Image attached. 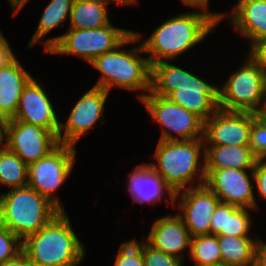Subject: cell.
<instances>
[{
  "label": "cell",
  "instance_id": "6da1fadb",
  "mask_svg": "<svg viewBox=\"0 0 266 266\" xmlns=\"http://www.w3.org/2000/svg\"><path fill=\"white\" fill-rule=\"evenodd\" d=\"M172 16L157 26L141 44L150 64L174 61L198 45L224 18L225 12H210L202 8Z\"/></svg>",
  "mask_w": 266,
  "mask_h": 266
},
{
  "label": "cell",
  "instance_id": "7a4b0ae2",
  "mask_svg": "<svg viewBox=\"0 0 266 266\" xmlns=\"http://www.w3.org/2000/svg\"><path fill=\"white\" fill-rule=\"evenodd\" d=\"M172 62L161 61L151 65L150 91L167 97L205 122L219 109V86Z\"/></svg>",
  "mask_w": 266,
  "mask_h": 266
},
{
  "label": "cell",
  "instance_id": "3957f363",
  "mask_svg": "<svg viewBox=\"0 0 266 266\" xmlns=\"http://www.w3.org/2000/svg\"><path fill=\"white\" fill-rule=\"evenodd\" d=\"M141 32L133 31L119 46L108 51L90 63L100 72V78L93 85L109 93L113 88L139 91L137 98L142 100L151 89V64L147 56H142V44L125 49L142 39ZM141 54V55H140Z\"/></svg>",
  "mask_w": 266,
  "mask_h": 266
},
{
  "label": "cell",
  "instance_id": "277c9868",
  "mask_svg": "<svg viewBox=\"0 0 266 266\" xmlns=\"http://www.w3.org/2000/svg\"><path fill=\"white\" fill-rule=\"evenodd\" d=\"M22 251L33 266H77L86 254L66 211L26 237Z\"/></svg>",
  "mask_w": 266,
  "mask_h": 266
},
{
  "label": "cell",
  "instance_id": "5b68a950",
  "mask_svg": "<svg viewBox=\"0 0 266 266\" xmlns=\"http://www.w3.org/2000/svg\"><path fill=\"white\" fill-rule=\"evenodd\" d=\"M153 155L155 162L148 164L164 179L174 194L205 184L204 139L158 140Z\"/></svg>",
  "mask_w": 266,
  "mask_h": 266
},
{
  "label": "cell",
  "instance_id": "8992f818",
  "mask_svg": "<svg viewBox=\"0 0 266 266\" xmlns=\"http://www.w3.org/2000/svg\"><path fill=\"white\" fill-rule=\"evenodd\" d=\"M60 212L48 198L28 186L2 193L1 223L22 241Z\"/></svg>",
  "mask_w": 266,
  "mask_h": 266
},
{
  "label": "cell",
  "instance_id": "52a82bcc",
  "mask_svg": "<svg viewBox=\"0 0 266 266\" xmlns=\"http://www.w3.org/2000/svg\"><path fill=\"white\" fill-rule=\"evenodd\" d=\"M244 58V64L219 86V108L261 114L266 103V78L249 52Z\"/></svg>",
  "mask_w": 266,
  "mask_h": 266
},
{
  "label": "cell",
  "instance_id": "ba28073f",
  "mask_svg": "<svg viewBox=\"0 0 266 266\" xmlns=\"http://www.w3.org/2000/svg\"><path fill=\"white\" fill-rule=\"evenodd\" d=\"M133 30L118 28L109 23L96 29L68 28L59 36L44 38L45 53L77 56L89 64L98 56L119 46Z\"/></svg>",
  "mask_w": 266,
  "mask_h": 266
},
{
  "label": "cell",
  "instance_id": "9c48e42d",
  "mask_svg": "<svg viewBox=\"0 0 266 266\" xmlns=\"http://www.w3.org/2000/svg\"><path fill=\"white\" fill-rule=\"evenodd\" d=\"M161 129L159 140L181 141L204 139V121L195 113L151 91L140 100Z\"/></svg>",
  "mask_w": 266,
  "mask_h": 266
},
{
  "label": "cell",
  "instance_id": "30bf717a",
  "mask_svg": "<svg viewBox=\"0 0 266 266\" xmlns=\"http://www.w3.org/2000/svg\"><path fill=\"white\" fill-rule=\"evenodd\" d=\"M76 152V146L59 144L48 155L28 165L27 186L48 198L61 211L65 208L54 193L71 176Z\"/></svg>",
  "mask_w": 266,
  "mask_h": 266
},
{
  "label": "cell",
  "instance_id": "8fae6325",
  "mask_svg": "<svg viewBox=\"0 0 266 266\" xmlns=\"http://www.w3.org/2000/svg\"><path fill=\"white\" fill-rule=\"evenodd\" d=\"M109 94L108 91L95 86L87 90L76 101L66 122L63 124L60 121L59 143L75 146L81 136L94 128L98 121L100 126L104 125V106Z\"/></svg>",
  "mask_w": 266,
  "mask_h": 266
},
{
  "label": "cell",
  "instance_id": "7c38bea8",
  "mask_svg": "<svg viewBox=\"0 0 266 266\" xmlns=\"http://www.w3.org/2000/svg\"><path fill=\"white\" fill-rule=\"evenodd\" d=\"M205 173V185L221 203L255 209V211L259 209L254 192L253 170L223 168L205 170Z\"/></svg>",
  "mask_w": 266,
  "mask_h": 266
},
{
  "label": "cell",
  "instance_id": "4fadbf2b",
  "mask_svg": "<svg viewBox=\"0 0 266 266\" xmlns=\"http://www.w3.org/2000/svg\"><path fill=\"white\" fill-rule=\"evenodd\" d=\"M59 144L58 137L48 129L14 119L7 120L6 148L27 165L45 157Z\"/></svg>",
  "mask_w": 266,
  "mask_h": 266
},
{
  "label": "cell",
  "instance_id": "5bb4252c",
  "mask_svg": "<svg viewBox=\"0 0 266 266\" xmlns=\"http://www.w3.org/2000/svg\"><path fill=\"white\" fill-rule=\"evenodd\" d=\"M179 200V201H178ZM220 200L204 184L174 194V207L192 237L210 234L211 216Z\"/></svg>",
  "mask_w": 266,
  "mask_h": 266
},
{
  "label": "cell",
  "instance_id": "9a60e30c",
  "mask_svg": "<svg viewBox=\"0 0 266 266\" xmlns=\"http://www.w3.org/2000/svg\"><path fill=\"white\" fill-rule=\"evenodd\" d=\"M252 113L218 109L204 122L205 145H249Z\"/></svg>",
  "mask_w": 266,
  "mask_h": 266
},
{
  "label": "cell",
  "instance_id": "2e32d148",
  "mask_svg": "<svg viewBox=\"0 0 266 266\" xmlns=\"http://www.w3.org/2000/svg\"><path fill=\"white\" fill-rule=\"evenodd\" d=\"M55 111L46 89L33 77L24 87L12 119L48 129L58 137L60 120Z\"/></svg>",
  "mask_w": 266,
  "mask_h": 266
},
{
  "label": "cell",
  "instance_id": "e0dca14e",
  "mask_svg": "<svg viewBox=\"0 0 266 266\" xmlns=\"http://www.w3.org/2000/svg\"><path fill=\"white\" fill-rule=\"evenodd\" d=\"M191 238L182 218L169 213L154 220L145 241L156 250L184 261V251L190 253Z\"/></svg>",
  "mask_w": 266,
  "mask_h": 266
},
{
  "label": "cell",
  "instance_id": "ac0fdd59",
  "mask_svg": "<svg viewBox=\"0 0 266 266\" xmlns=\"http://www.w3.org/2000/svg\"><path fill=\"white\" fill-rule=\"evenodd\" d=\"M126 183L127 193L134 203L157 205L163 199L174 207V192L166 185L164 179L151 166L144 162L130 171ZM166 195V196H165ZM168 196V198H166Z\"/></svg>",
  "mask_w": 266,
  "mask_h": 266
},
{
  "label": "cell",
  "instance_id": "d6986e66",
  "mask_svg": "<svg viewBox=\"0 0 266 266\" xmlns=\"http://www.w3.org/2000/svg\"><path fill=\"white\" fill-rule=\"evenodd\" d=\"M228 17L237 32L249 40L250 48L266 39V0H238L220 23Z\"/></svg>",
  "mask_w": 266,
  "mask_h": 266
},
{
  "label": "cell",
  "instance_id": "ffe728a7",
  "mask_svg": "<svg viewBox=\"0 0 266 266\" xmlns=\"http://www.w3.org/2000/svg\"><path fill=\"white\" fill-rule=\"evenodd\" d=\"M32 78L18 58L0 68V117L15 116L22 91Z\"/></svg>",
  "mask_w": 266,
  "mask_h": 266
},
{
  "label": "cell",
  "instance_id": "44dd1931",
  "mask_svg": "<svg viewBox=\"0 0 266 266\" xmlns=\"http://www.w3.org/2000/svg\"><path fill=\"white\" fill-rule=\"evenodd\" d=\"M254 210L220 202L211 216L210 234L217 236L252 237L250 230L253 219L249 212Z\"/></svg>",
  "mask_w": 266,
  "mask_h": 266
},
{
  "label": "cell",
  "instance_id": "7402d4cb",
  "mask_svg": "<svg viewBox=\"0 0 266 266\" xmlns=\"http://www.w3.org/2000/svg\"><path fill=\"white\" fill-rule=\"evenodd\" d=\"M256 161L249 145H205V170H253Z\"/></svg>",
  "mask_w": 266,
  "mask_h": 266
},
{
  "label": "cell",
  "instance_id": "603a6c76",
  "mask_svg": "<svg viewBox=\"0 0 266 266\" xmlns=\"http://www.w3.org/2000/svg\"><path fill=\"white\" fill-rule=\"evenodd\" d=\"M260 240L258 236H218L222 263L227 266H254L255 249Z\"/></svg>",
  "mask_w": 266,
  "mask_h": 266
},
{
  "label": "cell",
  "instance_id": "cb8c5ba5",
  "mask_svg": "<svg viewBox=\"0 0 266 266\" xmlns=\"http://www.w3.org/2000/svg\"><path fill=\"white\" fill-rule=\"evenodd\" d=\"M108 4L99 0H75L69 18V28L96 29L108 25Z\"/></svg>",
  "mask_w": 266,
  "mask_h": 266
},
{
  "label": "cell",
  "instance_id": "d4e9b609",
  "mask_svg": "<svg viewBox=\"0 0 266 266\" xmlns=\"http://www.w3.org/2000/svg\"><path fill=\"white\" fill-rule=\"evenodd\" d=\"M75 0H51L43 10L35 33L29 40L28 48L35 47L38 42L44 45L46 37L57 26L63 25L70 18V13Z\"/></svg>",
  "mask_w": 266,
  "mask_h": 266
},
{
  "label": "cell",
  "instance_id": "484cf974",
  "mask_svg": "<svg viewBox=\"0 0 266 266\" xmlns=\"http://www.w3.org/2000/svg\"><path fill=\"white\" fill-rule=\"evenodd\" d=\"M28 184V165L15 153L5 148L0 152V185L22 188Z\"/></svg>",
  "mask_w": 266,
  "mask_h": 266
},
{
  "label": "cell",
  "instance_id": "4316f807",
  "mask_svg": "<svg viewBox=\"0 0 266 266\" xmlns=\"http://www.w3.org/2000/svg\"><path fill=\"white\" fill-rule=\"evenodd\" d=\"M189 259L194 266L222 264L217 235H200L191 238Z\"/></svg>",
  "mask_w": 266,
  "mask_h": 266
},
{
  "label": "cell",
  "instance_id": "83f0119b",
  "mask_svg": "<svg viewBox=\"0 0 266 266\" xmlns=\"http://www.w3.org/2000/svg\"><path fill=\"white\" fill-rule=\"evenodd\" d=\"M249 147L257 159H266V117L252 113Z\"/></svg>",
  "mask_w": 266,
  "mask_h": 266
},
{
  "label": "cell",
  "instance_id": "f1b7e54d",
  "mask_svg": "<svg viewBox=\"0 0 266 266\" xmlns=\"http://www.w3.org/2000/svg\"><path fill=\"white\" fill-rule=\"evenodd\" d=\"M132 240L142 249L144 266H184L182 260L156 250L143 237L140 243L135 238H132Z\"/></svg>",
  "mask_w": 266,
  "mask_h": 266
},
{
  "label": "cell",
  "instance_id": "f546056e",
  "mask_svg": "<svg viewBox=\"0 0 266 266\" xmlns=\"http://www.w3.org/2000/svg\"><path fill=\"white\" fill-rule=\"evenodd\" d=\"M22 252V240L0 223V265Z\"/></svg>",
  "mask_w": 266,
  "mask_h": 266
},
{
  "label": "cell",
  "instance_id": "4dcf8cb0",
  "mask_svg": "<svg viewBox=\"0 0 266 266\" xmlns=\"http://www.w3.org/2000/svg\"><path fill=\"white\" fill-rule=\"evenodd\" d=\"M113 266H144L142 249L132 239L122 242Z\"/></svg>",
  "mask_w": 266,
  "mask_h": 266
},
{
  "label": "cell",
  "instance_id": "1f68e13d",
  "mask_svg": "<svg viewBox=\"0 0 266 266\" xmlns=\"http://www.w3.org/2000/svg\"><path fill=\"white\" fill-rule=\"evenodd\" d=\"M254 189L261 200H266V159H257L254 169Z\"/></svg>",
  "mask_w": 266,
  "mask_h": 266
},
{
  "label": "cell",
  "instance_id": "d6a6232c",
  "mask_svg": "<svg viewBox=\"0 0 266 266\" xmlns=\"http://www.w3.org/2000/svg\"><path fill=\"white\" fill-rule=\"evenodd\" d=\"M248 52L259 63L266 78V39L257 42Z\"/></svg>",
  "mask_w": 266,
  "mask_h": 266
},
{
  "label": "cell",
  "instance_id": "836d02e7",
  "mask_svg": "<svg viewBox=\"0 0 266 266\" xmlns=\"http://www.w3.org/2000/svg\"><path fill=\"white\" fill-rule=\"evenodd\" d=\"M16 58L9 41L2 34V31H0V68L12 63Z\"/></svg>",
  "mask_w": 266,
  "mask_h": 266
},
{
  "label": "cell",
  "instance_id": "e575fe53",
  "mask_svg": "<svg viewBox=\"0 0 266 266\" xmlns=\"http://www.w3.org/2000/svg\"><path fill=\"white\" fill-rule=\"evenodd\" d=\"M254 266H266V242L262 239L255 249Z\"/></svg>",
  "mask_w": 266,
  "mask_h": 266
},
{
  "label": "cell",
  "instance_id": "d590c367",
  "mask_svg": "<svg viewBox=\"0 0 266 266\" xmlns=\"http://www.w3.org/2000/svg\"><path fill=\"white\" fill-rule=\"evenodd\" d=\"M0 266H33L26 254L22 251L16 257L6 261L4 264Z\"/></svg>",
  "mask_w": 266,
  "mask_h": 266
},
{
  "label": "cell",
  "instance_id": "8d00e7d4",
  "mask_svg": "<svg viewBox=\"0 0 266 266\" xmlns=\"http://www.w3.org/2000/svg\"><path fill=\"white\" fill-rule=\"evenodd\" d=\"M183 5L192 8H202L209 11L210 0H180Z\"/></svg>",
  "mask_w": 266,
  "mask_h": 266
},
{
  "label": "cell",
  "instance_id": "74e56055",
  "mask_svg": "<svg viewBox=\"0 0 266 266\" xmlns=\"http://www.w3.org/2000/svg\"><path fill=\"white\" fill-rule=\"evenodd\" d=\"M7 119L0 117V152L6 148Z\"/></svg>",
  "mask_w": 266,
  "mask_h": 266
},
{
  "label": "cell",
  "instance_id": "f35d334b",
  "mask_svg": "<svg viewBox=\"0 0 266 266\" xmlns=\"http://www.w3.org/2000/svg\"><path fill=\"white\" fill-rule=\"evenodd\" d=\"M9 2L11 4L13 16L18 15V12L27 4V0H9Z\"/></svg>",
  "mask_w": 266,
  "mask_h": 266
},
{
  "label": "cell",
  "instance_id": "ab89813d",
  "mask_svg": "<svg viewBox=\"0 0 266 266\" xmlns=\"http://www.w3.org/2000/svg\"><path fill=\"white\" fill-rule=\"evenodd\" d=\"M99 1H103L107 4H111L113 2L118 3L119 5H123V6H127V5H133V4H137L134 0H99Z\"/></svg>",
  "mask_w": 266,
  "mask_h": 266
},
{
  "label": "cell",
  "instance_id": "60d3db41",
  "mask_svg": "<svg viewBox=\"0 0 266 266\" xmlns=\"http://www.w3.org/2000/svg\"><path fill=\"white\" fill-rule=\"evenodd\" d=\"M2 193L0 194V223H1Z\"/></svg>",
  "mask_w": 266,
  "mask_h": 266
},
{
  "label": "cell",
  "instance_id": "b9f144b4",
  "mask_svg": "<svg viewBox=\"0 0 266 266\" xmlns=\"http://www.w3.org/2000/svg\"><path fill=\"white\" fill-rule=\"evenodd\" d=\"M264 117H266V103L263 112L261 113Z\"/></svg>",
  "mask_w": 266,
  "mask_h": 266
},
{
  "label": "cell",
  "instance_id": "7bdbcfd3",
  "mask_svg": "<svg viewBox=\"0 0 266 266\" xmlns=\"http://www.w3.org/2000/svg\"><path fill=\"white\" fill-rule=\"evenodd\" d=\"M211 266H227V265H225V264H218V265H211Z\"/></svg>",
  "mask_w": 266,
  "mask_h": 266
}]
</instances>
